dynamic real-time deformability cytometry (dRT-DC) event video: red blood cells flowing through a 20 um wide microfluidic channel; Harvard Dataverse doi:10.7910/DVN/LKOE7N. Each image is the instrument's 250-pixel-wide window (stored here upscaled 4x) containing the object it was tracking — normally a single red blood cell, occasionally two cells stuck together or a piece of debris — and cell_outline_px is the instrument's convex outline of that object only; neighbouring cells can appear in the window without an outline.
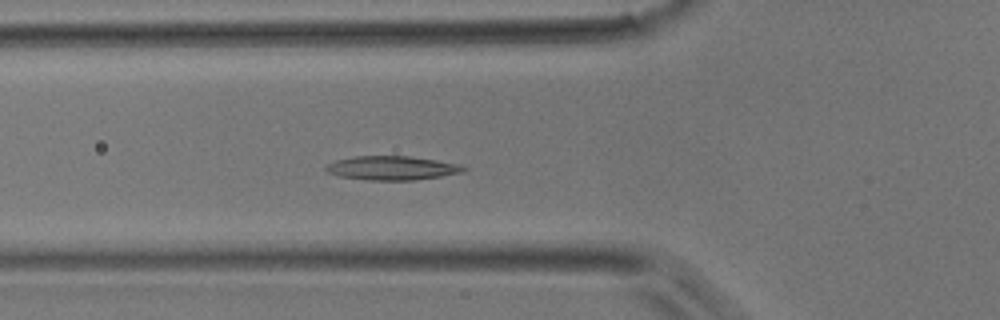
{"species": "common noctule bat (a hibernating species)", "species_latin": "Nyctalus noctula", "temperature_condition": "room temperature", "stored_images_in_passage": 44, "camera_frame_rate_fps": 3000, "um_per_image_px": 0.085, "animal": {"sex": "male", "body_mass_g": 17.9}, "frame": {"image": 1, "passage_image": 15, "time_ms": 4.667, "image_size_px": [1000, 320], "cell_outline_px": [[468, 168], [464, 172], [416, 180], [368, 180], [340, 176], [328, 172], [324, 168], [324, 164], [336, 160], [352, 156], [408, 156], [436, 160], [460, 164]], "centroid_in_image_um": [33.3, 14.27], "position_along_channel_um": 92.5, "area_um2": 19.31}}
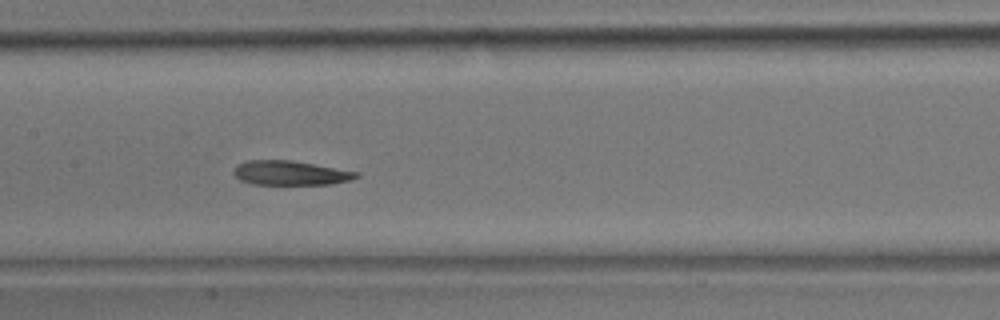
{"frame": {"image": 2, "passage_image": 21, "time_ms": 6.667, "image_size_px": [1000, 320], "cell_outline_px": [[360, 176], [352, 180], [332, 184], [252, 184], [240, 180], [232, 172], [240, 164], [248, 160], [292, 160], [360, 172]], "centroid_in_image_um": [24.74, 14.7], "position_along_channel_um": 182.7, "area_um2": 17.4}}
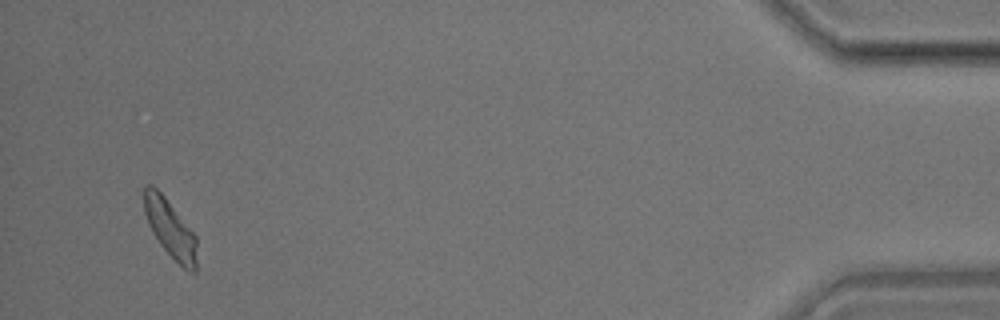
{"frame": {"image": 3, "passage_image": 42, "time_ms": 13.667, "image_size_px": [1000, 320], "cell_outline_px": [[196, 272], [188, 272], [160, 244], [152, 232], [148, 224], [144, 212], [144, 188], [148, 184], [152, 184], [164, 196], [196, 236]], "centroid_in_image_um": [14.45, 19.43], "position_along_channel_um": 420.7, "area_um2": 17.46}}